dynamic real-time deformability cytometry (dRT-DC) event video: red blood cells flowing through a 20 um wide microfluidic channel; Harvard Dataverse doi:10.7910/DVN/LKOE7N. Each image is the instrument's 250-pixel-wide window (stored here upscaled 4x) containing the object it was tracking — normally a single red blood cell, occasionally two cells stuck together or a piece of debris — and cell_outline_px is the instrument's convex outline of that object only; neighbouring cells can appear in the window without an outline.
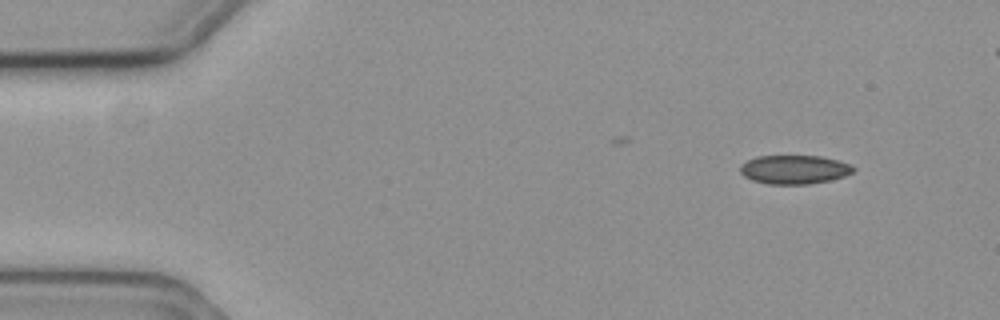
{"species": "common noctule bat (a hibernating species)", "species_latin": "Nyctalus noctula", "temperature_condition": "cold", "stored_images_in_passage": 5, "camera_frame_rate_fps": 3000, "um_per_image_px": 0.085, "animal": {"sex": "female", "body_mass_g": 19.3, "forearm_length_mm": 54.1}, "frame": {"image": 1, "passage_image": 1, "time_ms": 0.0, "image_size_px": [1000, 320], "cell_outline_px": [[856, 168], [852, 172], [844, 176], [828, 180], [808, 184], [768, 184], [752, 180], [744, 176], [740, 172], [740, 164], [756, 156], [820, 156], [852, 164]], "centroid_in_image_um": [67.5, 14.4], "position_along_channel_um": 17.5, "area_um2": 18.96}}